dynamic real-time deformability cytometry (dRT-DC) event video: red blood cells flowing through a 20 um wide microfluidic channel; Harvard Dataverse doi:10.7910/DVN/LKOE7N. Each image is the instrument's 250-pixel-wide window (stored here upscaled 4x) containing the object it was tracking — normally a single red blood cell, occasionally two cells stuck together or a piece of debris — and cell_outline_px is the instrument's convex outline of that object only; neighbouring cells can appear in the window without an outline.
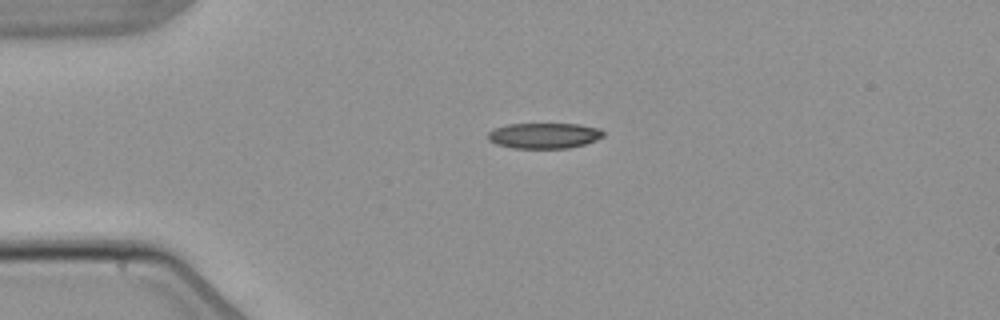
{"species": "common noctule bat (a hibernating species)", "species_latin": "Nyctalus noctula", "temperature_condition": "warm", "stored_images_in_passage": 2, "camera_frame_rate_fps": 3000, "um_per_image_px": 0.085, "animal": {"sex": "male", "body_mass_g": 21.5, "forearm_length_mm": 52.0}, "frame": {"image": 1, "passage_image": 1, "time_ms": 0.0, "image_size_px": [1000, 320], "cell_outline_px": [[604, 136], [596, 140], [584, 144], [568, 148], [512, 148], [496, 144], [488, 140], [488, 132], [496, 128], [508, 124], [580, 124], [600, 128], [604, 132]], "centroid_in_image_um": [46.26, 11.53], "position_along_channel_um": 38.7, "area_um2": 17.22}}